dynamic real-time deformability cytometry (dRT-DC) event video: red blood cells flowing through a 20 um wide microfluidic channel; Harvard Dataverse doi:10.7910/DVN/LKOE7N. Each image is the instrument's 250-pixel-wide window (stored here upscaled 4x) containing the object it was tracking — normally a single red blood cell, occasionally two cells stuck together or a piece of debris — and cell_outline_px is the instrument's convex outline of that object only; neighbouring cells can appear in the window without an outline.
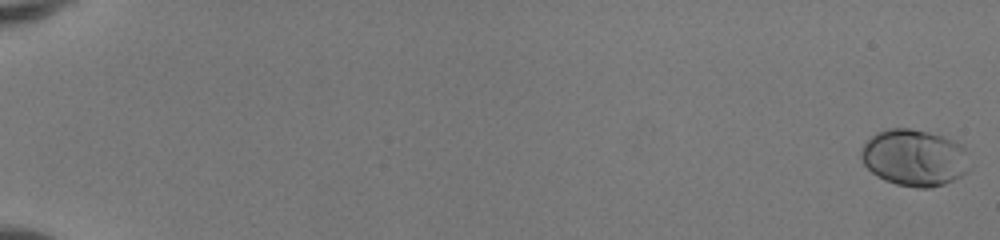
{"species": "human", "species_latin": "Homo sapiens", "temperature_condition": "room temperature", "stored_images_in_passage": 52, "camera_frame_rate_fps": 3000, "um_per_image_px": 0.085, "donor": {"sex": "female"}, "frame": {"image": 1, "passage_image": 1, "time_ms": 0.0, "image_size_px": [1000, 240], "cell_outline_px": [[968, 172], [944, 184], [928, 188], [916, 188], [896, 184], [884, 180], [876, 176], [864, 164], [860, 156], [860, 148], [876, 132], [888, 128], [908, 128], [928, 132], [944, 136], [960, 144], [964, 148], [968, 168]], "centroid_in_image_um": [77.68, 13.41], "position_along_channel_um": 7.3, "area_um2": 35.78}}
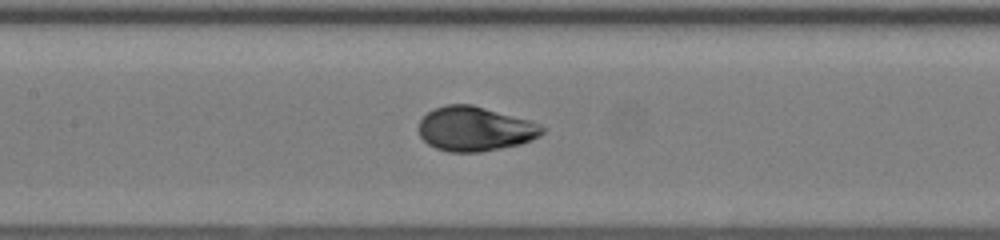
{"frame": {"image": 2, "passage_image": 28, "time_ms": 9.0, "image_size_px": [1000, 240], "cell_outline_px": [[548, 128], [540, 136], [532, 140], [520, 144], [480, 152], [448, 152], [436, 148], [428, 144], [420, 136], [416, 128], [420, 120], [432, 108], [448, 104], [472, 104], [528, 120], [540, 124]], "centroid_in_image_um": [40.36, 10.95], "position_along_channel_um": 167.0, "area_um2": 32.25}}
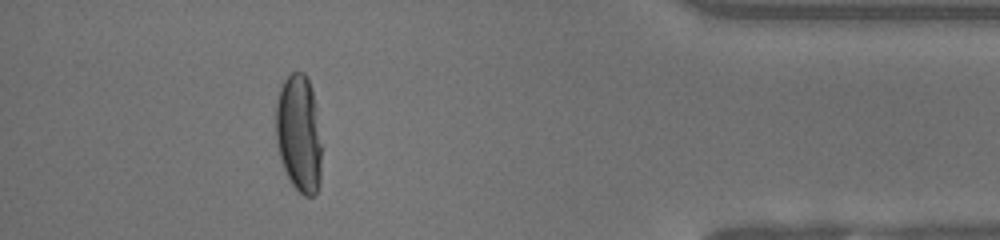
{"frame": {"image": 3, "passage_image": 48, "time_ms": 15.667, "image_size_px": [1000, 240], "cell_outline_px": [[320, 184], [316, 192], [312, 196], [304, 196], [292, 184], [284, 168], [280, 156], [276, 140], [276, 104], [280, 88], [284, 80], [292, 72], [304, 72], [308, 76], [312, 88], [316, 108], [320, 144]], "centroid_in_image_um": [25.4, 11.32], "position_along_channel_um": 409.8, "area_um2": 31.15}, "authors_computed_cell_mechanics": {"area_um2": 32.4547, "velocity_mm_per_s": 4.1663, "shape_relaxation_time_tau1_ms": 3.058, "shape_relaxation_time_tau2_ms": null, "deformation_change_tau1": 0.1911, "deformation_change_tau2": null}}